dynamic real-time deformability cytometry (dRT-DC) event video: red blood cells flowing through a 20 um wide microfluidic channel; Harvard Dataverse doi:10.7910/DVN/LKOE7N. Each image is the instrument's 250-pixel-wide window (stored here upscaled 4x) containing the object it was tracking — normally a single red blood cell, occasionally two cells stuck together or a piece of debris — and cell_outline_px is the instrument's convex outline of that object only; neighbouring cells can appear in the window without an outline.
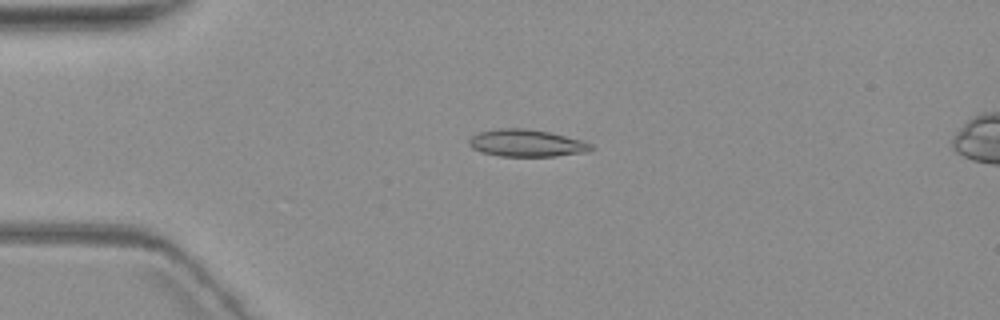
{"species": "common noctule bat (a hibernating species)", "species_latin": "Nyctalus noctula", "temperature_condition": "warm", "stored_images_in_passage": 5, "camera_frame_rate_fps": 3000, "um_per_image_px": 0.085, "animal": {"sex": "female", "body_mass_g": 19.3, "forearm_length_mm": 54.1}, "frame": {"image": 1, "passage_image": 3, "time_ms": 3.333, "image_size_px": [1000, 320], "cell_outline_px": [[596, 148], [588, 152], [556, 156], [500, 156], [480, 152], [472, 148], [468, 144], [468, 140], [472, 136], [480, 132], [496, 128], [524, 128], [548, 132], [584, 140], [592, 144]], "centroid_in_image_um": [44.78, 12.17], "position_along_channel_um": 40.2, "area_um2": 19.54}}